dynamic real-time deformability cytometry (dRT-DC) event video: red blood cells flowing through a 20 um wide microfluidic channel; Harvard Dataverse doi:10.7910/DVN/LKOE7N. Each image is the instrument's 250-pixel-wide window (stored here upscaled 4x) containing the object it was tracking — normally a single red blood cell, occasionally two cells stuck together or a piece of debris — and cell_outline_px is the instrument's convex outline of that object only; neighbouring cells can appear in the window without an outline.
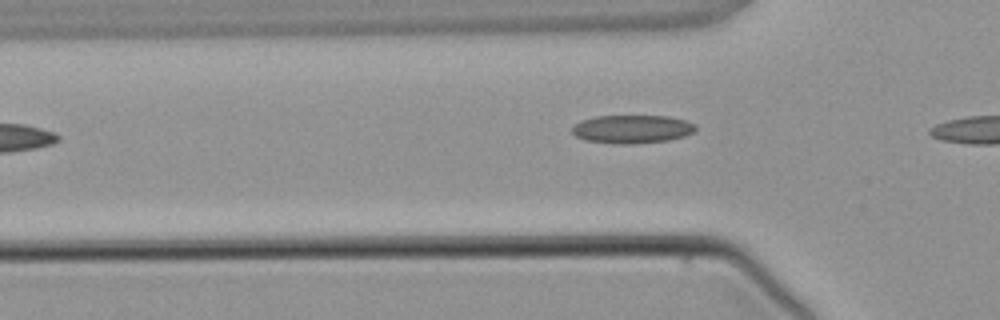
{"species": "common noctule bat (a hibernating species)", "species_latin": "Nyctalus noctula", "temperature_condition": "warm", "stored_images_in_passage": 4, "camera_frame_rate_fps": 3000, "um_per_image_px": 0.085, "animal": {"sex": "male", "body_mass_g": 21.5, "forearm_length_mm": 52.0}, "frame": {"image": 1, "passage_image": 3, "time_ms": 2.333, "image_size_px": [1000, 320], "cell_outline_px": [[696, 128], [692, 132], [684, 136], [668, 140], [632, 144], [616, 144], [584, 140], [576, 136], [572, 132], [572, 128], [580, 120], [596, 116], [668, 116], [684, 120], [696, 124]], "centroid_in_image_um": [53.71, 10.97], "position_along_channel_um": 72.1, "area_um2": 20.35}}